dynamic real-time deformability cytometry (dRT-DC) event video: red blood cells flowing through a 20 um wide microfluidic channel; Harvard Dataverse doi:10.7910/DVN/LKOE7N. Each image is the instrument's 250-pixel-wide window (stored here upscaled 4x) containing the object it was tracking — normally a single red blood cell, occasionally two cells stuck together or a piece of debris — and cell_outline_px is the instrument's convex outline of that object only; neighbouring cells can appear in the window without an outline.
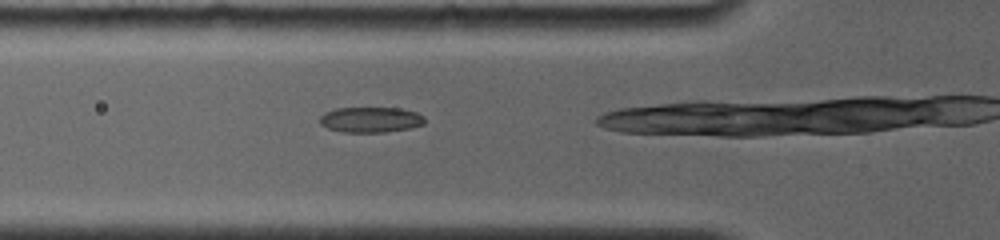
{"species": "common noctule bat (a hibernating species)", "species_latin": "Nyctalus noctula", "temperature_condition": "room temperature", "stored_images_in_passage": 3, "camera_frame_rate_fps": 4000, "um_per_image_px": 0.085, "animal": {"sex": "female", "body_mass_g": 19.0, "forearm_length_mm": 56.7}, "frame": {"image": 1, "passage_image": 2, "time_ms": 0.75, "image_size_px": [1000, 240], "cell_outline_px": [[424, 124], [412, 128], [384, 132], [340, 132], [328, 128], [320, 124], [320, 116], [324, 112], [336, 108], [400, 108], [416, 112], [424, 116]], "centroid_in_image_um": [31.5, 10.17], "position_along_channel_um": 94.3, "area_um2": 15.66}}